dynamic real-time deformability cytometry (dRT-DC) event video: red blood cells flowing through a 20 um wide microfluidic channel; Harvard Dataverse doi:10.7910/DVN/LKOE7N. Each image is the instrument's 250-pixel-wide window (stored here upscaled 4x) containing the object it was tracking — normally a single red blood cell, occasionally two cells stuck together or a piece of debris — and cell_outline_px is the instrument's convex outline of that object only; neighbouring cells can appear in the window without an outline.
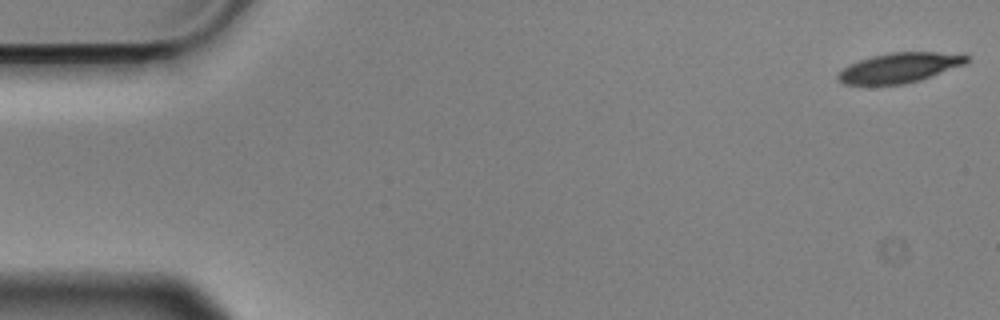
{"species": "Egyptian fruit bat (a non-hibernating species)", "species_latin": "Rousettus aegyptiacus", "temperature_condition": "cold", "stored_images_in_passage": 56, "camera_frame_rate_fps": 3000, "um_per_image_px": 0.085, "animal": {"sex": "male"}, "frame": {"image": 1, "passage_image": 1, "time_ms": 0.0, "image_size_px": [1000, 320], "cell_outline_px": [[968, 60], [964, 64], [920, 80], [904, 84], [844, 84], [836, 76], [844, 68], [860, 60], [872, 56], [888, 52], [968, 52]], "centroid_in_image_um": [76.54, 5.73], "position_along_channel_um": 8.5, "area_um2": 22.31}}
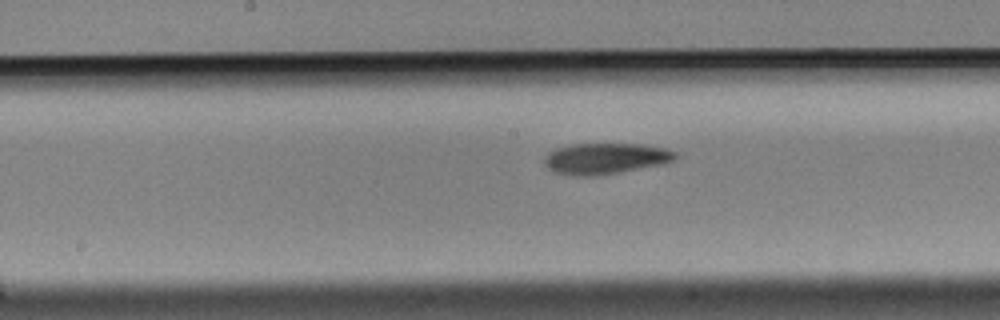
{"frame": {"image": 2, "passage_image": 28, "time_ms": 9.0, "image_size_px": [1000, 320], "cell_outline_px": [[680, 156], [676, 160], [660, 164], [620, 172], [592, 176], [576, 176], [556, 172], [548, 168], [544, 164], [544, 156], [548, 152], [556, 148], [572, 144], [640, 144], [664, 148], [676, 152]], "centroid_in_image_um": [51.46, 13.47], "position_along_channel_um": 196.7, "area_um2": 23.64}}
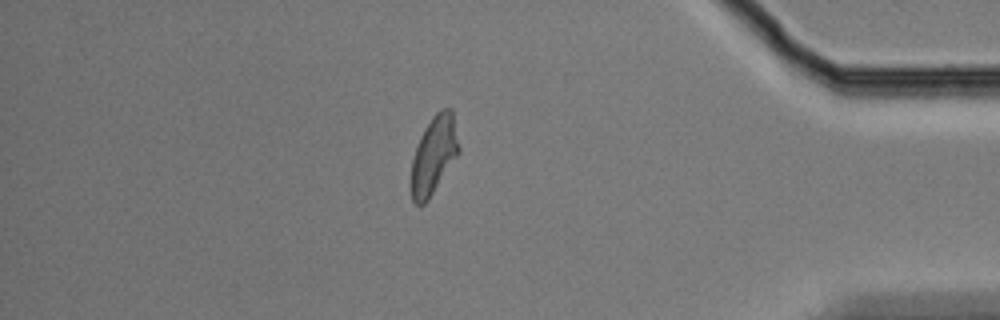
{"frame": {"image": 3, "passage_image": 48, "time_ms": 15.667, "image_size_px": [1000, 320], "cell_outline_px": [[460, 152], [428, 200], [424, 204], [416, 204], [412, 200], [412, 160], [420, 136], [424, 128], [432, 116], [440, 108], [452, 108], [460, 148]], "centroid_in_image_um": [36.9, 13.13], "position_along_channel_um": 398.3, "area_um2": 21.5}, "authors_computed_cell_mechanics": {"area_um2": 23.0911, "velocity_mm_per_s": 3.5575, "shape_relaxation_time_tau1_ms": 4.1832, "shape_relaxation_time_tau2_ms": 7.7035, "deformation_change_tau1": 0.1495, "deformation_change_tau2": 0.1597}}